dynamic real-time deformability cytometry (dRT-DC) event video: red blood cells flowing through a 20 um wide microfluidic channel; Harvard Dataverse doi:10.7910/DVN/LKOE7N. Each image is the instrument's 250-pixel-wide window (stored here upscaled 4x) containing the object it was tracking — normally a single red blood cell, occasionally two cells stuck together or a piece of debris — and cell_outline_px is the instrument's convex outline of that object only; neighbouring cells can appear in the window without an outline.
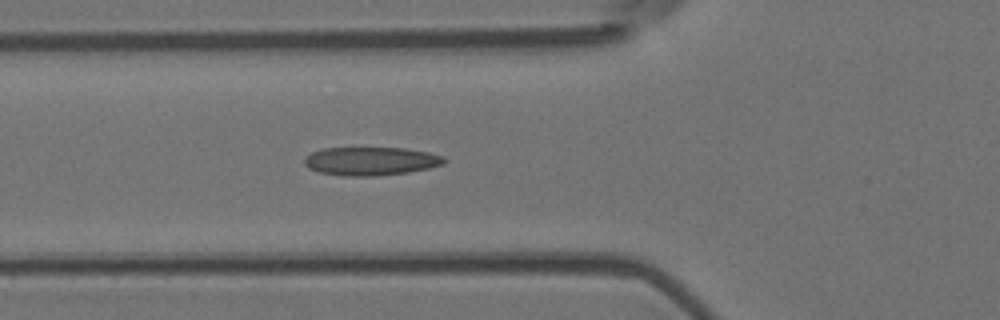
{"species": "Egyptian fruit bat (a non-hibernating species)", "species_latin": "Rousettus aegyptiacus", "temperature_condition": "room temperature", "stored_images_in_passage": 5, "segment_of_instrument_passage": [2, 2], "camera_frame_rate_fps": 3000, "um_per_image_px": 0.085, "animal": {"sex": "female"}, "frame": {"image": 1, "passage_image": 5, "time_ms": 1.333, "image_size_px": [1000, 320], "cell_outline_px": [[448, 160], [444, 164], [428, 168], [408, 172], [376, 176], [340, 176], [320, 172], [308, 168], [304, 164], [304, 160], [312, 152], [324, 148], [404, 148], [428, 152], [444, 156]], "centroid_in_image_um": [31.54, 13.7], "position_along_channel_um": 94.3, "area_um2": 23.18}}